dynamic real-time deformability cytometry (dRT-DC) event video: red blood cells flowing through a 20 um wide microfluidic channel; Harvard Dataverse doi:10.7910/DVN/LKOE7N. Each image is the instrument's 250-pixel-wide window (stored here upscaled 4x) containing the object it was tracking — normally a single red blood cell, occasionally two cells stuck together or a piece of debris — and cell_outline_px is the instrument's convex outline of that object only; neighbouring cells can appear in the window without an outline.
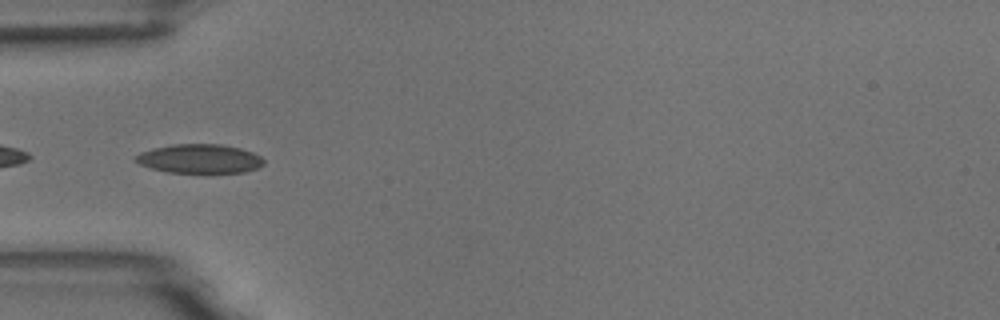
{"species": "common noctule bat (a hibernating species)", "species_latin": "Nyctalus noctula", "temperature_condition": "room temperature", "stored_images_in_passage": 6, "camera_frame_rate_fps": 3000, "um_per_image_px": 0.085, "animal": {"sex": "male", "body_mass_g": 18.8}, "frame": {"image": 1, "passage_image": 4, "time_ms": 3.667, "image_size_px": [1000, 320], "cell_outline_px": [[264, 164], [256, 168], [244, 172], [168, 172], [152, 168], [140, 164], [132, 160], [132, 156], [140, 152], [152, 148], [172, 144], [220, 144], [240, 148], [252, 152], [260, 156], [264, 160]], "centroid_in_image_um": [16.91, 13.48], "position_along_channel_um": 68.1, "area_um2": 21.68}}